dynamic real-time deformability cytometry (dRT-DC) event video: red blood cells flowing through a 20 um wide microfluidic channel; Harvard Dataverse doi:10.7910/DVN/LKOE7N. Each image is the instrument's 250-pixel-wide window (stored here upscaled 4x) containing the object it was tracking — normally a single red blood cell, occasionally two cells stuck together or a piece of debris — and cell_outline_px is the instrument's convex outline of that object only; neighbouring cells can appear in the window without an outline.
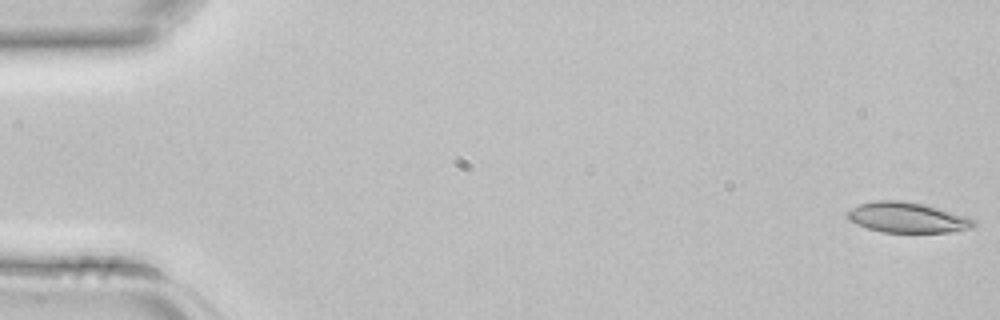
{"species": "common noctule bat (a hibernating species)", "species_latin": "Nyctalus noctula", "temperature_condition": "room temperature", "stored_images_in_passage": 43, "camera_frame_rate_fps": 3000, "um_per_image_px": 0.085, "animal": {"sex": "female", "body_mass_g": 22.7, "forearm_length_mm": 54.2}, "frame": {"image": 1, "passage_image": 1, "time_ms": 0.0, "image_size_px": [1000, 320], "cell_outline_px": [[976, 224], [972, 228], [948, 232], [880, 232], [856, 224], [848, 220], [848, 212], [852, 208], [860, 204], [872, 200], [904, 200], [924, 204], [968, 216], [976, 220]], "centroid_in_image_um": [77.14, 18.48], "position_along_channel_um": 7.9, "area_um2": 22.48}}
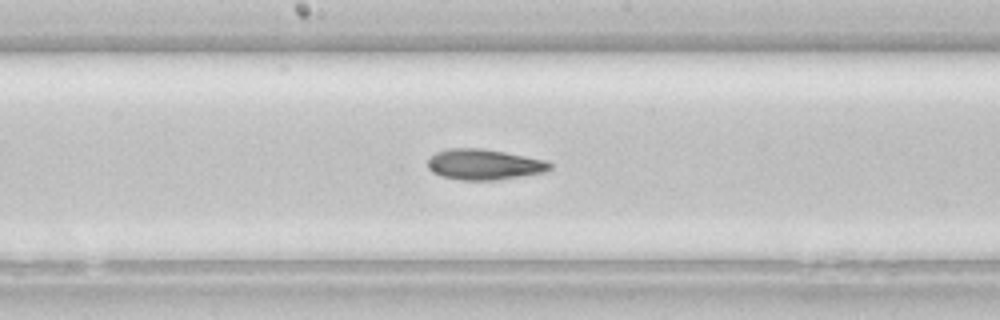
{"frame": {"image": 2, "passage_image": 23, "time_ms": 7.333, "image_size_px": [1000, 320], "cell_outline_px": [[552, 168], [544, 172], [496, 180], [460, 180], [440, 176], [432, 172], [428, 168], [428, 160], [436, 152], [448, 148], [480, 148], [504, 152], [548, 160], [552, 164]], "centroid_in_image_um": [41.15, 13.98], "position_along_channel_um": 207.1, "area_um2": 21.85}}
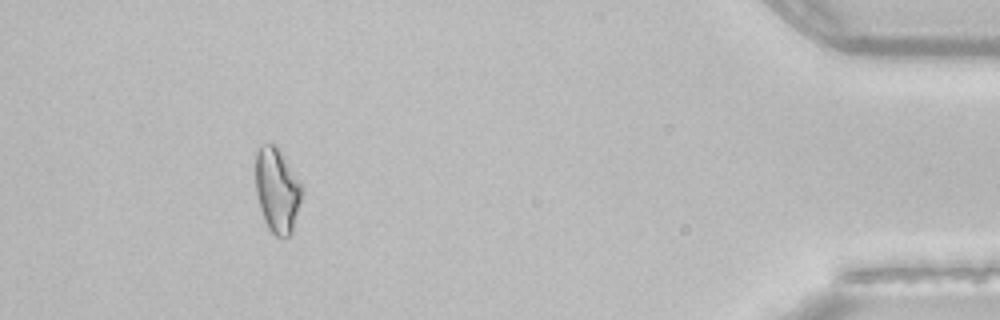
{"frame": {"image": 3, "passage_image": 40, "time_ms": 13.0, "image_size_px": [1000, 320], "cell_outline_px": [[304, 192], [292, 232], [288, 236], [276, 236], [268, 228], [264, 220], [260, 208], [256, 192], [256, 152], [260, 144], [276, 144], [280, 148], [304, 184]], "centroid_in_image_um": [23.6, 16.11], "position_along_channel_um": 411.6, "area_um2": 23.52}}